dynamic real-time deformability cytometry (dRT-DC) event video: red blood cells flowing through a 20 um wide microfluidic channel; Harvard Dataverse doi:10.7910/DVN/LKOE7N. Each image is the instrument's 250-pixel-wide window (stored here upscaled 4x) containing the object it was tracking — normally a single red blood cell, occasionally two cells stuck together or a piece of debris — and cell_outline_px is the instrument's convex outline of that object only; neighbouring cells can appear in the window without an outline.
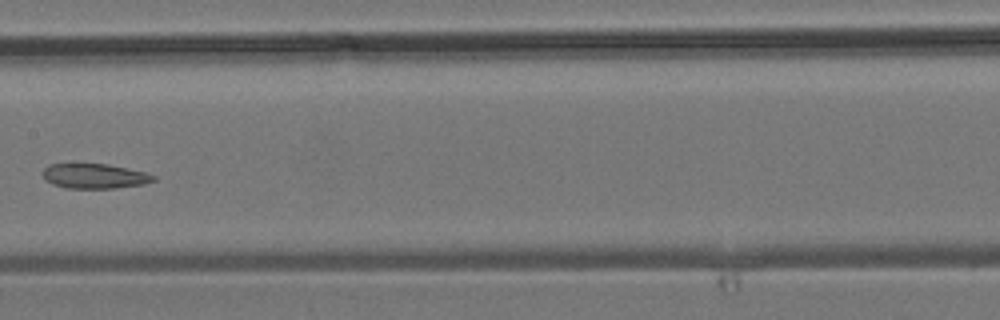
{"species": "common noctule bat (a hibernating species)", "species_latin": "Nyctalus noctula", "temperature_condition": "room temperature", "stored_images_in_passage": 6, "camera_frame_rate_fps": 3000, "um_per_image_px": 0.085, "animal": {"sex": "male", "body_mass_g": 19.2, "forearm_length_mm": 51.8}, "frame": {"image": 1, "passage_image": 6, "time_ms": 6.667, "image_size_px": [1000, 320], "cell_outline_px": [[156, 180], [144, 184], [116, 188], [64, 188], [52, 184], [44, 180], [40, 172], [48, 164], [108, 164], [148, 172], [156, 176]], "centroid_in_image_um": [8.02, 14.97], "position_along_channel_um": 199.4, "area_um2": 16.36}}